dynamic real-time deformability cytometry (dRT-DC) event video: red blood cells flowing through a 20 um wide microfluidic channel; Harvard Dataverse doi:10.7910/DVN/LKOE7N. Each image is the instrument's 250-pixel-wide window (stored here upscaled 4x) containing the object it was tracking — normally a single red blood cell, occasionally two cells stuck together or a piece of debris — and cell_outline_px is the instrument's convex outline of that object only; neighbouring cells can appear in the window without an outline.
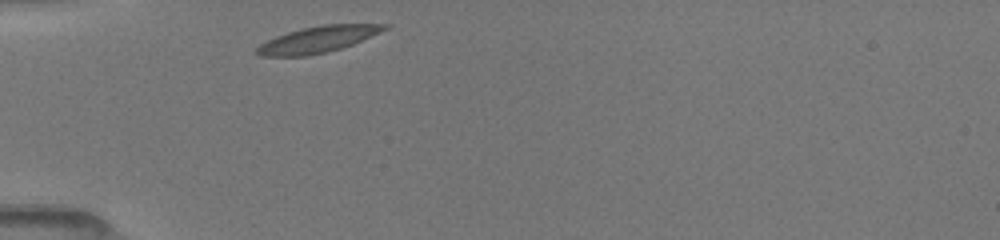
{"species": "common noctule bat (a hibernating species)", "species_latin": "Nyctalus noctula", "temperature_condition": "room temperature", "stored_images_in_passage": 29, "camera_frame_rate_fps": 3000, "um_per_image_px": 0.085, "animal": {"sex": "female", "body_mass_g": 19.5, "forearm_length_mm": 54.1}, "frame": {"image": 1, "passage_image": 1, "time_ms": 0.0, "image_size_px": [1000, 240], "cell_outline_px": [[392, 24], [388, 28], [352, 44], [340, 48], [308, 56], [260, 56], [256, 52], [256, 48], [260, 44], [276, 36], [300, 28], [324, 24]], "centroid_in_image_um": [26.99, 3.34], "position_along_channel_um": 58.0, "area_um2": 19.31}}
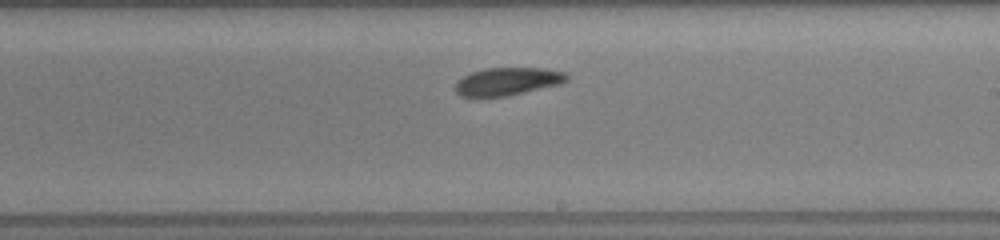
{"frame": {"image": 2, "passage_image": 16, "time_ms": 5.0, "image_size_px": [1000, 240], "cell_outline_px": [[568, 80], [560, 84], [508, 96], [460, 96], [456, 92], [456, 80], [472, 72], [484, 68], [548, 68], [564, 72], [568, 76]], "centroid_in_image_um": [43.16, 6.91], "position_along_channel_um": 245.8, "area_um2": 18.03}}
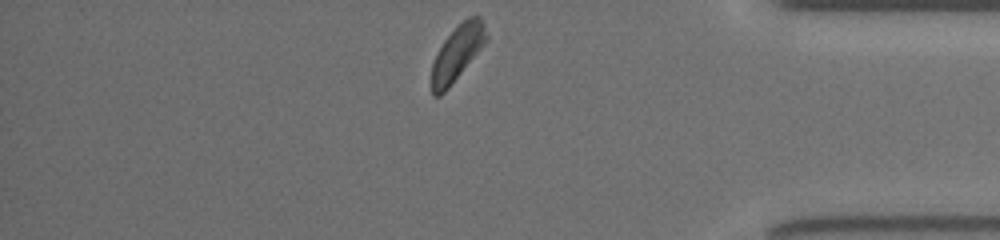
{"frame": {"image": 3, "passage_image": 29, "time_ms": 9.333, "image_size_px": [1000, 240], "cell_outline_px": [[488, 40], [448, 88], [440, 96], [432, 96], [432, 64], [444, 40], [468, 16], [480, 16], [484, 20], [488, 36]], "centroid_in_image_um": [38.9, 4.48], "position_along_channel_um": 396.3, "area_um2": 17.28}, "authors_computed_cell_mechanics": {"area_um2": 18.785, "velocity_mm_per_s": 3.9866, "shape_relaxation_time_tau1_ms": 2.1431, "shape_relaxation_time_tau2_ms": 4.7215, "deformation_change_tau1": 0.0863, "deformation_change_tau2": 0.0853}}